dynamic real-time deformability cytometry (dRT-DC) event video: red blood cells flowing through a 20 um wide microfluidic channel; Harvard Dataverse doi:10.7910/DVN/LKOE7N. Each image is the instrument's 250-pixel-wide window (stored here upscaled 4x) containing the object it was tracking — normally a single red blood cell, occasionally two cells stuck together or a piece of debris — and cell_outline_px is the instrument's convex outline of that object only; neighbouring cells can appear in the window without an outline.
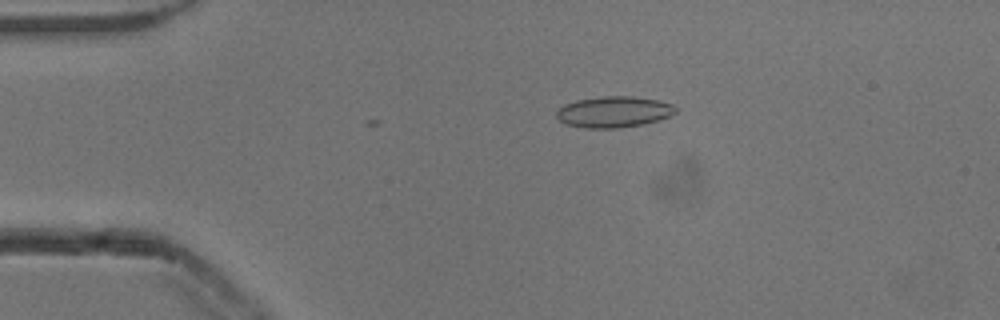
{"species": "common noctule bat (a hibernating species)", "species_latin": "Nyctalus noctula", "temperature_condition": "cold", "stored_images_in_passage": 3, "camera_frame_rate_fps": 3000, "um_per_image_px": 0.085, "animal": {"sex": "male", "body_mass_g": 13.3}, "frame": {"image": 1, "passage_image": 3, "time_ms": 0.667, "image_size_px": [1000, 320], "cell_outline_px": [[676, 112], [668, 116], [644, 124], [620, 128], [584, 128], [564, 124], [556, 116], [556, 112], [564, 104], [576, 100], [604, 96], [632, 96], [660, 100], [672, 104], [676, 108]], "centroid_in_image_um": [52.15, 9.51], "position_along_channel_um": 32.8, "area_um2": 21.62}}